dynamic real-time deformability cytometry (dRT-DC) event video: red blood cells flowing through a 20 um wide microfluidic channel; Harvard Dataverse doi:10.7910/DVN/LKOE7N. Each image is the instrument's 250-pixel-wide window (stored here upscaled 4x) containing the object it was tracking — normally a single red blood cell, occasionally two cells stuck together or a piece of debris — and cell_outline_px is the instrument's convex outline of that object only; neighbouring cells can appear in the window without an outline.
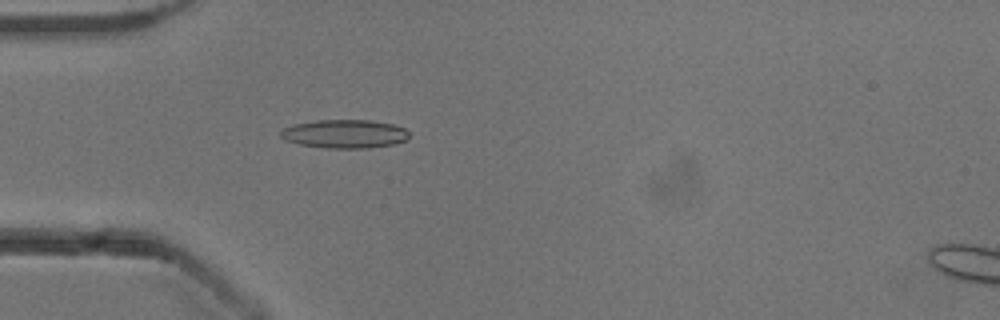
{"species": "common noctule bat (a hibernating species)", "species_latin": "Nyctalus noctula", "temperature_condition": "cold", "stored_images_in_passage": 45, "camera_frame_rate_fps": 3000, "um_per_image_px": 0.085, "animal": {"sex": "male", "body_mass_g": 13.3}, "frame": {"image": 1, "passage_image": 8, "time_ms": 2.333, "image_size_px": [1000, 320], "cell_outline_px": [[408, 140], [396, 144], [368, 148], [328, 148], [300, 144], [284, 140], [280, 136], [280, 132], [284, 128], [296, 124], [316, 120], [368, 120], [392, 124], [404, 128], [408, 132]], "centroid_in_image_um": [29.32, 11.38], "position_along_channel_um": 55.7, "area_um2": 21.33}}
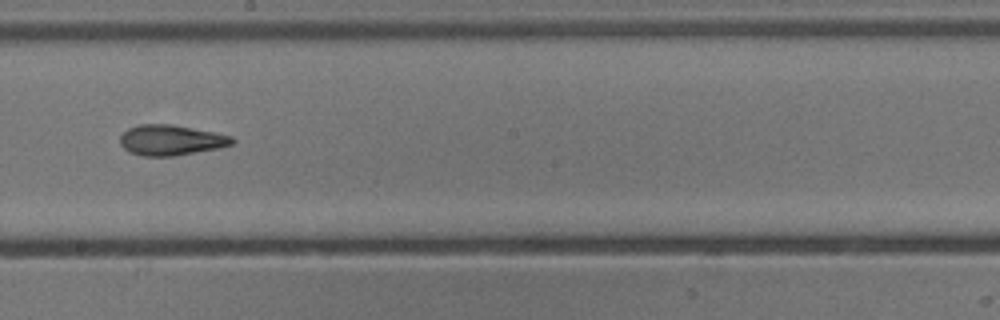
{"frame": {"image": 2, "passage_image": 22, "time_ms": 7.0, "image_size_px": [1000, 320], "cell_outline_px": [[236, 140], [232, 144], [220, 148], [176, 156], [144, 156], [128, 152], [120, 144], [120, 136], [128, 128], [140, 124], [172, 124], [232, 136]], "centroid_in_image_um": [14.53, 11.92], "position_along_channel_um": 233.7, "area_um2": 19.94}}
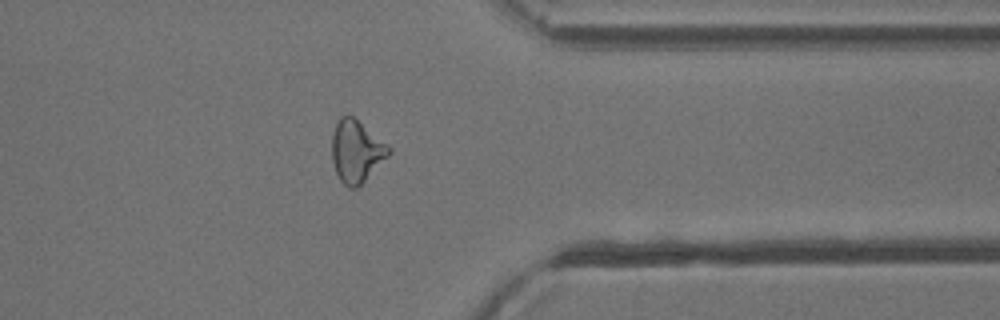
{"frame": {"image": 3, "passage_image": 34, "time_ms": 11.0, "image_size_px": [1000, 320], "cell_outline_px": [[392, 152], [356, 188], [348, 188], [340, 180], [336, 172], [332, 160], [332, 132], [340, 116], [352, 116], [388, 144], [392, 148]], "centroid_in_image_um": [30.28, 12.85], "position_along_channel_um": 381.1, "area_um2": 20.35}, "authors_computed_cell_mechanics": {"area_um2": 19.941, "velocity_mm_per_s": 3.9223, "shape_relaxation_time_tau1_ms": 6.0275, "shape_relaxation_time_tau2_ms": 3.2256, "deformation_change_tau1": 0.1857, "deformation_change_tau2": 0.1289}}